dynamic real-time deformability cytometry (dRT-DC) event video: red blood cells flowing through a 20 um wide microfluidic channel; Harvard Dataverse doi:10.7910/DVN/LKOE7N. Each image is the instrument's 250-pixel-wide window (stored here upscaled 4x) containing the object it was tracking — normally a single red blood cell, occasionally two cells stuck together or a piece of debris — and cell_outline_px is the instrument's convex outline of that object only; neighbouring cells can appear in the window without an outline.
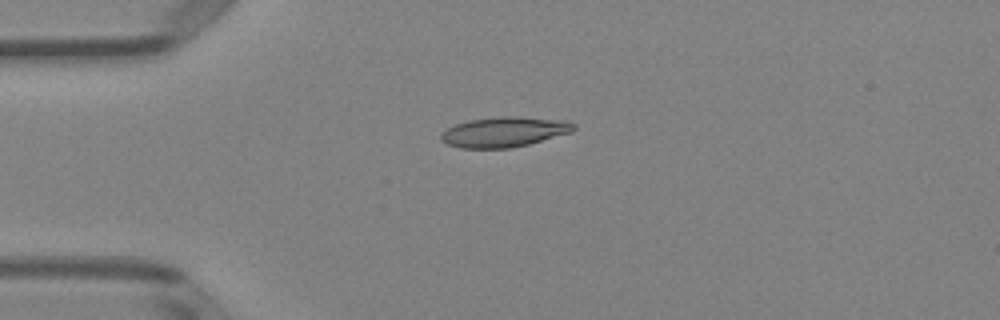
{"species": "Egyptian fruit bat (a non-hibernating species)", "species_latin": "Rousettus aegyptiacus", "temperature_condition": "room temperature", "stored_images_in_passage": 6, "camera_frame_rate_fps": 3000, "um_per_image_px": 0.085, "animal": {"sex": "female"}, "frame": {"image": 1, "passage_image": 3, "time_ms": 2.333, "image_size_px": [1000, 320], "cell_outline_px": [[576, 128], [572, 132], [528, 144], [508, 148], [460, 148], [448, 144], [440, 140], [440, 132], [456, 124], [468, 120], [504, 116], [512, 116], [568, 120], [576, 124]], "centroid_in_image_um": [42.87, 11.21], "position_along_channel_um": 42.1, "area_um2": 23.35}}
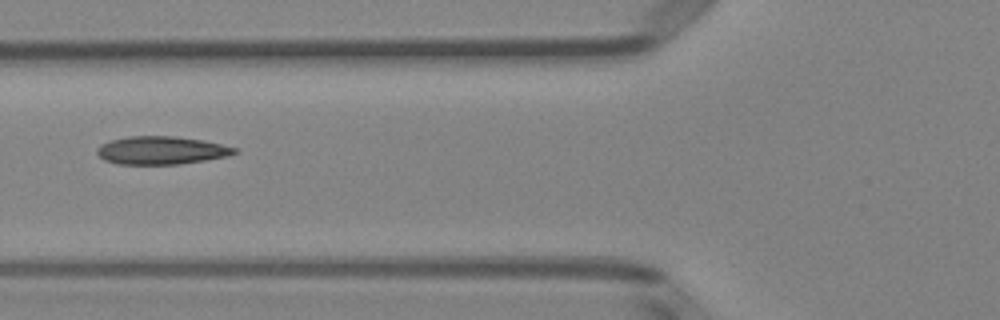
{"frame": {"image": 2, "passage_image": 5, "time_ms": 4.667, "image_size_px": [1000, 320], "cell_outline_px": [[240, 152], [228, 156], [180, 164], [116, 164], [104, 160], [96, 152], [96, 148], [100, 144], [112, 140], [128, 136], [172, 136], [204, 140], [236, 148]], "centroid_in_image_um": [13.7, 12.78], "position_along_channel_um": 112.1, "area_um2": 22.48}}
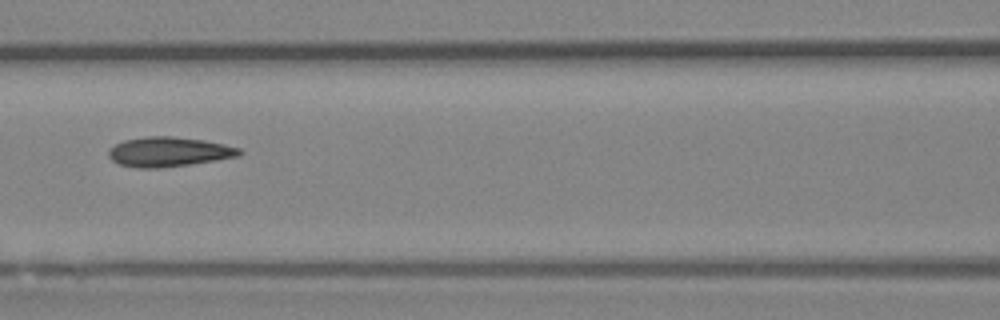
{"frame": {"image": 3, "passage_image": 6, "time_ms": 5.667, "image_size_px": [1000, 320], "cell_outline_px": [[244, 152], [240, 156], [216, 160], [160, 168], [136, 168], [120, 164], [112, 160], [108, 156], [108, 148], [124, 140], [148, 136], [172, 136], [204, 140], [224, 144], [240, 148]], "centroid_in_image_um": [14.35, 12.9], "position_along_channel_um": 152.3, "area_um2": 22.66}}